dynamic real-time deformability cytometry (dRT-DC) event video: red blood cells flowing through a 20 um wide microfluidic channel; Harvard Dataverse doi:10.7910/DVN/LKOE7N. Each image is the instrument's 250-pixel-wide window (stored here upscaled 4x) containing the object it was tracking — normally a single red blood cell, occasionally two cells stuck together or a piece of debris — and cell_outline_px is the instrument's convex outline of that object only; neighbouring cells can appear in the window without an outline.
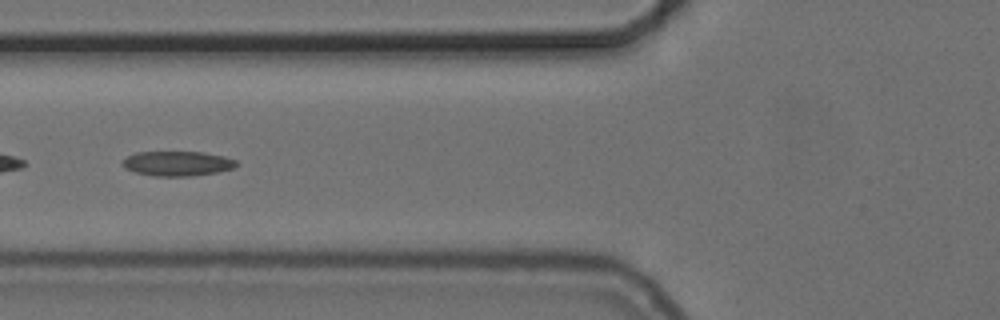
{"species": "common noctule bat (a hibernating species)", "species_latin": "Nyctalus noctula", "temperature_condition": "cold", "stored_images_in_passage": 52, "segment_of_instrument_passage": [2, 2], "camera_frame_rate_fps": 3000, "um_per_image_px": 0.085, "animal": {"sex": "female", "body_mass_g": 24.6, "forearm_length_mm": 56.2}, "frame": {"image": 1, "passage_image": 18, "time_ms": 5.667, "image_size_px": [1000, 320], "cell_outline_px": [[240, 164], [232, 168], [220, 172], [192, 176], [156, 176], [136, 172], [124, 168], [120, 164], [128, 156], [136, 152], [204, 152], [224, 156], [236, 160]], "centroid_in_image_um": [15.11, 13.9], "position_along_channel_um": 110.7, "area_um2": 16.53}}
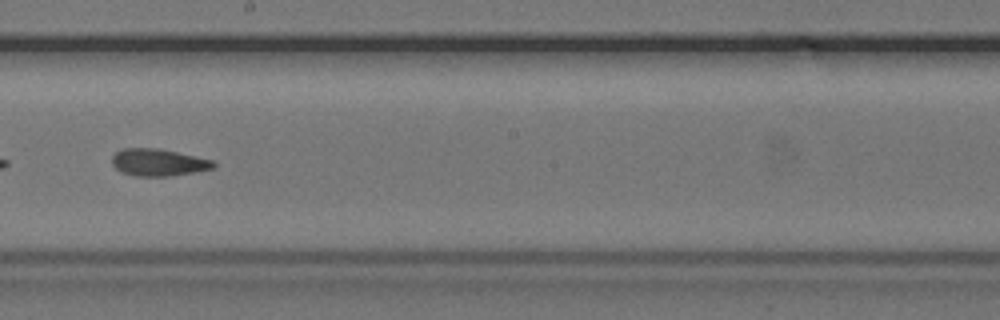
{"frame": {"image": 2, "passage_image": 28, "time_ms": 9.0, "image_size_px": [1000, 320], "cell_outline_px": [[216, 164], [212, 168], [196, 172], [168, 176], [136, 176], [120, 172], [112, 164], [112, 156], [116, 152], [124, 148], [160, 148], [212, 160]], "centroid_in_image_um": [13.43, 13.8], "position_along_channel_um": 234.8, "area_um2": 16.01}}
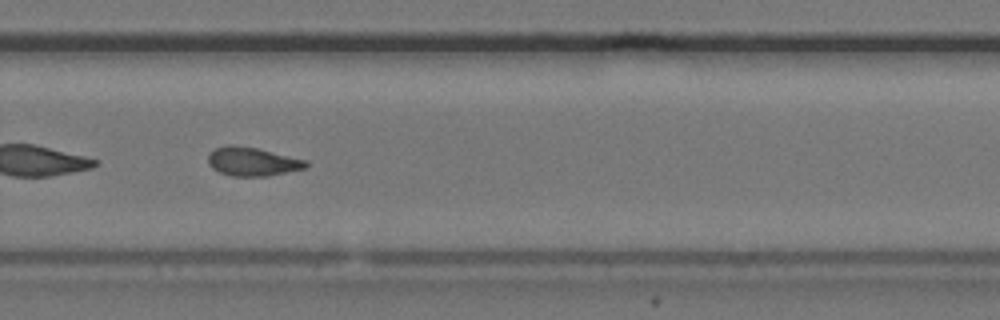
{"frame": {"image": 3, "passage_image": 34, "time_ms": 11.0, "image_size_px": [1000, 320], "cell_outline_px": [[308, 168], [268, 176], [232, 176], [220, 172], [212, 168], [208, 164], [208, 152], [212, 148], [224, 144], [232, 144], [256, 148], [308, 160]], "centroid_in_image_um": [21.43, 13.72], "position_along_channel_um": 308.4, "area_um2": 16.7}}